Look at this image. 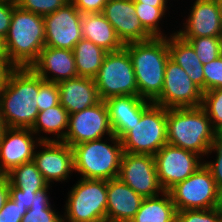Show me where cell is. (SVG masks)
I'll use <instances>...</instances> for the list:
<instances>
[{"instance_id":"1","label":"cell","mask_w":222,"mask_h":222,"mask_svg":"<svg viewBox=\"0 0 222 222\" xmlns=\"http://www.w3.org/2000/svg\"><path fill=\"white\" fill-rule=\"evenodd\" d=\"M39 76L30 68H10L0 88V110L11 128L31 129L39 113Z\"/></svg>"},{"instance_id":"2","label":"cell","mask_w":222,"mask_h":222,"mask_svg":"<svg viewBox=\"0 0 222 222\" xmlns=\"http://www.w3.org/2000/svg\"><path fill=\"white\" fill-rule=\"evenodd\" d=\"M45 46L43 16L13 7L11 24L2 42L4 58L11 68L30 67Z\"/></svg>"},{"instance_id":"3","label":"cell","mask_w":222,"mask_h":222,"mask_svg":"<svg viewBox=\"0 0 222 222\" xmlns=\"http://www.w3.org/2000/svg\"><path fill=\"white\" fill-rule=\"evenodd\" d=\"M132 61L139 96L154 102L164 85L166 62L170 57L167 37H153L124 44Z\"/></svg>"},{"instance_id":"4","label":"cell","mask_w":222,"mask_h":222,"mask_svg":"<svg viewBox=\"0 0 222 222\" xmlns=\"http://www.w3.org/2000/svg\"><path fill=\"white\" fill-rule=\"evenodd\" d=\"M214 138L215 130L201 106L167 109L168 144L192 151L204 158Z\"/></svg>"},{"instance_id":"5","label":"cell","mask_w":222,"mask_h":222,"mask_svg":"<svg viewBox=\"0 0 222 222\" xmlns=\"http://www.w3.org/2000/svg\"><path fill=\"white\" fill-rule=\"evenodd\" d=\"M103 139L82 142L72 147L74 171L80 175V178L96 180L118 178L123 154L122 143L116 135L107 136L104 141Z\"/></svg>"},{"instance_id":"6","label":"cell","mask_w":222,"mask_h":222,"mask_svg":"<svg viewBox=\"0 0 222 222\" xmlns=\"http://www.w3.org/2000/svg\"><path fill=\"white\" fill-rule=\"evenodd\" d=\"M107 180L79 178L67 195L63 222H105Z\"/></svg>"},{"instance_id":"7","label":"cell","mask_w":222,"mask_h":222,"mask_svg":"<svg viewBox=\"0 0 222 222\" xmlns=\"http://www.w3.org/2000/svg\"><path fill=\"white\" fill-rule=\"evenodd\" d=\"M120 141L123 152L154 156L167 144V109L151 102Z\"/></svg>"},{"instance_id":"8","label":"cell","mask_w":222,"mask_h":222,"mask_svg":"<svg viewBox=\"0 0 222 222\" xmlns=\"http://www.w3.org/2000/svg\"><path fill=\"white\" fill-rule=\"evenodd\" d=\"M94 82L103 101L118 96H139L134 68L125 47L107 52Z\"/></svg>"},{"instance_id":"9","label":"cell","mask_w":222,"mask_h":222,"mask_svg":"<svg viewBox=\"0 0 222 222\" xmlns=\"http://www.w3.org/2000/svg\"><path fill=\"white\" fill-rule=\"evenodd\" d=\"M168 192L177 211L222 206V194L217 189L210 170L204 164Z\"/></svg>"},{"instance_id":"10","label":"cell","mask_w":222,"mask_h":222,"mask_svg":"<svg viewBox=\"0 0 222 222\" xmlns=\"http://www.w3.org/2000/svg\"><path fill=\"white\" fill-rule=\"evenodd\" d=\"M202 97L201 89L185 70L169 57L162 92L153 103L166 109L194 108L202 105Z\"/></svg>"},{"instance_id":"11","label":"cell","mask_w":222,"mask_h":222,"mask_svg":"<svg viewBox=\"0 0 222 222\" xmlns=\"http://www.w3.org/2000/svg\"><path fill=\"white\" fill-rule=\"evenodd\" d=\"M154 160L159 183L167 192L204 164L200 155L168 143L154 155Z\"/></svg>"},{"instance_id":"12","label":"cell","mask_w":222,"mask_h":222,"mask_svg":"<svg viewBox=\"0 0 222 222\" xmlns=\"http://www.w3.org/2000/svg\"><path fill=\"white\" fill-rule=\"evenodd\" d=\"M114 135L110 125L108 108L105 101L69 115L68 130L62 140L70 147L86 141Z\"/></svg>"},{"instance_id":"13","label":"cell","mask_w":222,"mask_h":222,"mask_svg":"<svg viewBox=\"0 0 222 222\" xmlns=\"http://www.w3.org/2000/svg\"><path fill=\"white\" fill-rule=\"evenodd\" d=\"M118 178L143 198L164 192L159 183L154 156L123 152Z\"/></svg>"},{"instance_id":"14","label":"cell","mask_w":222,"mask_h":222,"mask_svg":"<svg viewBox=\"0 0 222 222\" xmlns=\"http://www.w3.org/2000/svg\"><path fill=\"white\" fill-rule=\"evenodd\" d=\"M82 15L71 2L45 15V46L73 51L82 39Z\"/></svg>"},{"instance_id":"15","label":"cell","mask_w":222,"mask_h":222,"mask_svg":"<svg viewBox=\"0 0 222 222\" xmlns=\"http://www.w3.org/2000/svg\"><path fill=\"white\" fill-rule=\"evenodd\" d=\"M37 147L33 161L49 186L54 181L62 183L71 179L70 175L75 172L72 147L63 141H41Z\"/></svg>"},{"instance_id":"16","label":"cell","mask_w":222,"mask_h":222,"mask_svg":"<svg viewBox=\"0 0 222 222\" xmlns=\"http://www.w3.org/2000/svg\"><path fill=\"white\" fill-rule=\"evenodd\" d=\"M193 5V6H192ZM176 34L183 40L197 37H222V16L218 0H195Z\"/></svg>"},{"instance_id":"17","label":"cell","mask_w":222,"mask_h":222,"mask_svg":"<svg viewBox=\"0 0 222 222\" xmlns=\"http://www.w3.org/2000/svg\"><path fill=\"white\" fill-rule=\"evenodd\" d=\"M40 142L30 129L8 127L0 138L1 173L5 176L15 167L32 161Z\"/></svg>"},{"instance_id":"18","label":"cell","mask_w":222,"mask_h":222,"mask_svg":"<svg viewBox=\"0 0 222 222\" xmlns=\"http://www.w3.org/2000/svg\"><path fill=\"white\" fill-rule=\"evenodd\" d=\"M102 14L113 26L123 44L153 38L135 14L133 0H108Z\"/></svg>"},{"instance_id":"19","label":"cell","mask_w":222,"mask_h":222,"mask_svg":"<svg viewBox=\"0 0 222 222\" xmlns=\"http://www.w3.org/2000/svg\"><path fill=\"white\" fill-rule=\"evenodd\" d=\"M30 68L47 82L58 83L78 77L74 53L67 49L44 46Z\"/></svg>"},{"instance_id":"20","label":"cell","mask_w":222,"mask_h":222,"mask_svg":"<svg viewBox=\"0 0 222 222\" xmlns=\"http://www.w3.org/2000/svg\"><path fill=\"white\" fill-rule=\"evenodd\" d=\"M107 196V222H130L144 199L119 178L107 180Z\"/></svg>"},{"instance_id":"21","label":"cell","mask_w":222,"mask_h":222,"mask_svg":"<svg viewBox=\"0 0 222 222\" xmlns=\"http://www.w3.org/2000/svg\"><path fill=\"white\" fill-rule=\"evenodd\" d=\"M60 104L68 114L80 112L101 101L94 78L75 77L57 83Z\"/></svg>"},{"instance_id":"22","label":"cell","mask_w":222,"mask_h":222,"mask_svg":"<svg viewBox=\"0 0 222 222\" xmlns=\"http://www.w3.org/2000/svg\"><path fill=\"white\" fill-rule=\"evenodd\" d=\"M113 134L121 139L140 121L142 111L151 103L140 96H118L105 100Z\"/></svg>"},{"instance_id":"23","label":"cell","mask_w":222,"mask_h":222,"mask_svg":"<svg viewBox=\"0 0 222 222\" xmlns=\"http://www.w3.org/2000/svg\"><path fill=\"white\" fill-rule=\"evenodd\" d=\"M82 38L92 41L107 52L124 47L113 26L102 13H86L81 18Z\"/></svg>"},{"instance_id":"24","label":"cell","mask_w":222,"mask_h":222,"mask_svg":"<svg viewBox=\"0 0 222 222\" xmlns=\"http://www.w3.org/2000/svg\"><path fill=\"white\" fill-rule=\"evenodd\" d=\"M168 49L170 58L181 66L191 80L204 92L203 64L194 48L174 31L168 37Z\"/></svg>"},{"instance_id":"25","label":"cell","mask_w":222,"mask_h":222,"mask_svg":"<svg viewBox=\"0 0 222 222\" xmlns=\"http://www.w3.org/2000/svg\"><path fill=\"white\" fill-rule=\"evenodd\" d=\"M68 121L69 114L67 110L61 104H57L40 111L30 130L41 141H62L68 130ZM41 133H46V135H41ZM49 134H52V137H47Z\"/></svg>"},{"instance_id":"26","label":"cell","mask_w":222,"mask_h":222,"mask_svg":"<svg viewBox=\"0 0 222 222\" xmlns=\"http://www.w3.org/2000/svg\"><path fill=\"white\" fill-rule=\"evenodd\" d=\"M177 209L170 193L144 198L139 210L130 222H176Z\"/></svg>"},{"instance_id":"27","label":"cell","mask_w":222,"mask_h":222,"mask_svg":"<svg viewBox=\"0 0 222 222\" xmlns=\"http://www.w3.org/2000/svg\"><path fill=\"white\" fill-rule=\"evenodd\" d=\"M78 76L94 78L104 60L107 51L92 41L81 39L73 49Z\"/></svg>"},{"instance_id":"28","label":"cell","mask_w":222,"mask_h":222,"mask_svg":"<svg viewBox=\"0 0 222 222\" xmlns=\"http://www.w3.org/2000/svg\"><path fill=\"white\" fill-rule=\"evenodd\" d=\"M5 176L12 186L22 191L49 192L51 188L33 160L15 167Z\"/></svg>"},{"instance_id":"29","label":"cell","mask_w":222,"mask_h":222,"mask_svg":"<svg viewBox=\"0 0 222 222\" xmlns=\"http://www.w3.org/2000/svg\"><path fill=\"white\" fill-rule=\"evenodd\" d=\"M135 4V14L138 16L143 27L153 37H167V35L161 31L160 21L166 18L168 7H154L151 5H142V3Z\"/></svg>"},{"instance_id":"30","label":"cell","mask_w":222,"mask_h":222,"mask_svg":"<svg viewBox=\"0 0 222 222\" xmlns=\"http://www.w3.org/2000/svg\"><path fill=\"white\" fill-rule=\"evenodd\" d=\"M187 42L194 48L203 65L222 55V37H197Z\"/></svg>"},{"instance_id":"31","label":"cell","mask_w":222,"mask_h":222,"mask_svg":"<svg viewBox=\"0 0 222 222\" xmlns=\"http://www.w3.org/2000/svg\"><path fill=\"white\" fill-rule=\"evenodd\" d=\"M50 196L47 194L37 204L32 205L22 217L21 222H63V215L56 212L57 209L50 203Z\"/></svg>"},{"instance_id":"32","label":"cell","mask_w":222,"mask_h":222,"mask_svg":"<svg viewBox=\"0 0 222 222\" xmlns=\"http://www.w3.org/2000/svg\"><path fill=\"white\" fill-rule=\"evenodd\" d=\"M201 107L206 111L214 130L222 129V88L203 92Z\"/></svg>"},{"instance_id":"33","label":"cell","mask_w":222,"mask_h":222,"mask_svg":"<svg viewBox=\"0 0 222 222\" xmlns=\"http://www.w3.org/2000/svg\"><path fill=\"white\" fill-rule=\"evenodd\" d=\"M70 0H16V4L23 10L45 16L64 7Z\"/></svg>"},{"instance_id":"34","label":"cell","mask_w":222,"mask_h":222,"mask_svg":"<svg viewBox=\"0 0 222 222\" xmlns=\"http://www.w3.org/2000/svg\"><path fill=\"white\" fill-rule=\"evenodd\" d=\"M222 216V206L212 209L177 211L176 222H218Z\"/></svg>"},{"instance_id":"35","label":"cell","mask_w":222,"mask_h":222,"mask_svg":"<svg viewBox=\"0 0 222 222\" xmlns=\"http://www.w3.org/2000/svg\"><path fill=\"white\" fill-rule=\"evenodd\" d=\"M37 97V107L39 112L60 104L58 84L47 82L39 76V92Z\"/></svg>"},{"instance_id":"36","label":"cell","mask_w":222,"mask_h":222,"mask_svg":"<svg viewBox=\"0 0 222 222\" xmlns=\"http://www.w3.org/2000/svg\"><path fill=\"white\" fill-rule=\"evenodd\" d=\"M204 92L222 88V55L203 65Z\"/></svg>"},{"instance_id":"37","label":"cell","mask_w":222,"mask_h":222,"mask_svg":"<svg viewBox=\"0 0 222 222\" xmlns=\"http://www.w3.org/2000/svg\"><path fill=\"white\" fill-rule=\"evenodd\" d=\"M212 152L216 153L214 161L204 160V165L210 170L219 192L222 194V144L214 138L211 147L207 152V158ZM209 154V155H208Z\"/></svg>"},{"instance_id":"38","label":"cell","mask_w":222,"mask_h":222,"mask_svg":"<svg viewBox=\"0 0 222 222\" xmlns=\"http://www.w3.org/2000/svg\"><path fill=\"white\" fill-rule=\"evenodd\" d=\"M49 192H29L22 191L21 189L14 187L10 184V198L22 207L30 209L32 205L41 201Z\"/></svg>"},{"instance_id":"39","label":"cell","mask_w":222,"mask_h":222,"mask_svg":"<svg viewBox=\"0 0 222 222\" xmlns=\"http://www.w3.org/2000/svg\"><path fill=\"white\" fill-rule=\"evenodd\" d=\"M27 210L9 198L0 210V222H21Z\"/></svg>"},{"instance_id":"40","label":"cell","mask_w":222,"mask_h":222,"mask_svg":"<svg viewBox=\"0 0 222 222\" xmlns=\"http://www.w3.org/2000/svg\"><path fill=\"white\" fill-rule=\"evenodd\" d=\"M16 2L4 3L0 2V40L6 38L11 24L13 7Z\"/></svg>"},{"instance_id":"41","label":"cell","mask_w":222,"mask_h":222,"mask_svg":"<svg viewBox=\"0 0 222 222\" xmlns=\"http://www.w3.org/2000/svg\"><path fill=\"white\" fill-rule=\"evenodd\" d=\"M108 0H70L81 14L102 13Z\"/></svg>"},{"instance_id":"42","label":"cell","mask_w":222,"mask_h":222,"mask_svg":"<svg viewBox=\"0 0 222 222\" xmlns=\"http://www.w3.org/2000/svg\"><path fill=\"white\" fill-rule=\"evenodd\" d=\"M10 198V182L6 176L0 179V210Z\"/></svg>"},{"instance_id":"43","label":"cell","mask_w":222,"mask_h":222,"mask_svg":"<svg viewBox=\"0 0 222 222\" xmlns=\"http://www.w3.org/2000/svg\"><path fill=\"white\" fill-rule=\"evenodd\" d=\"M134 3H142V5H151L154 7H169L167 6L170 0H133Z\"/></svg>"},{"instance_id":"44","label":"cell","mask_w":222,"mask_h":222,"mask_svg":"<svg viewBox=\"0 0 222 222\" xmlns=\"http://www.w3.org/2000/svg\"><path fill=\"white\" fill-rule=\"evenodd\" d=\"M11 67L7 64L5 58H0V88L3 85L5 76Z\"/></svg>"},{"instance_id":"45","label":"cell","mask_w":222,"mask_h":222,"mask_svg":"<svg viewBox=\"0 0 222 222\" xmlns=\"http://www.w3.org/2000/svg\"><path fill=\"white\" fill-rule=\"evenodd\" d=\"M8 126L6 125V122L4 120V117L0 110V138L3 136L5 131L7 130Z\"/></svg>"},{"instance_id":"46","label":"cell","mask_w":222,"mask_h":222,"mask_svg":"<svg viewBox=\"0 0 222 222\" xmlns=\"http://www.w3.org/2000/svg\"><path fill=\"white\" fill-rule=\"evenodd\" d=\"M215 138L222 144V129L215 131Z\"/></svg>"},{"instance_id":"47","label":"cell","mask_w":222,"mask_h":222,"mask_svg":"<svg viewBox=\"0 0 222 222\" xmlns=\"http://www.w3.org/2000/svg\"><path fill=\"white\" fill-rule=\"evenodd\" d=\"M0 58H4L3 48H2V41L0 40Z\"/></svg>"},{"instance_id":"48","label":"cell","mask_w":222,"mask_h":222,"mask_svg":"<svg viewBox=\"0 0 222 222\" xmlns=\"http://www.w3.org/2000/svg\"><path fill=\"white\" fill-rule=\"evenodd\" d=\"M0 2L10 3V2H16V0H0Z\"/></svg>"},{"instance_id":"49","label":"cell","mask_w":222,"mask_h":222,"mask_svg":"<svg viewBox=\"0 0 222 222\" xmlns=\"http://www.w3.org/2000/svg\"><path fill=\"white\" fill-rule=\"evenodd\" d=\"M219 5H220V10H221V16H222V0H218Z\"/></svg>"},{"instance_id":"50","label":"cell","mask_w":222,"mask_h":222,"mask_svg":"<svg viewBox=\"0 0 222 222\" xmlns=\"http://www.w3.org/2000/svg\"><path fill=\"white\" fill-rule=\"evenodd\" d=\"M4 175L1 173V171H0V179L3 177Z\"/></svg>"},{"instance_id":"51","label":"cell","mask_w":222,"mask_h":222,"mask_svg":"<svg viewBox=\"0 0 222 222\" xmlns=\"http://www.w3.org/2000/svg\"><path fill=\"white\" fill-rule=\"evenodd\" d=\"M218 222H222V216L219 218Z\"/></svg>"}]
</instances>
